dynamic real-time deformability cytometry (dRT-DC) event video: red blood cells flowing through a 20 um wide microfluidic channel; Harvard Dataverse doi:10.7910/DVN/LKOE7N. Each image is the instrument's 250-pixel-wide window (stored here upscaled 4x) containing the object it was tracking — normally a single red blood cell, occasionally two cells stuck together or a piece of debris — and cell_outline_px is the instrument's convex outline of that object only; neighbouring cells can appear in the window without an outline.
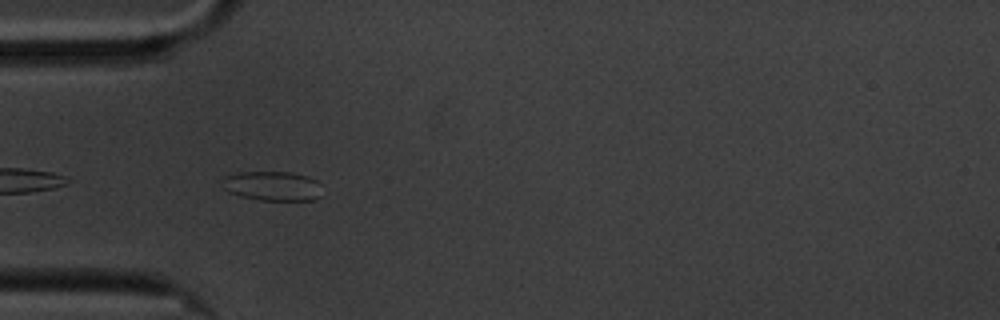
{"species": "common noctule bat (a hibernating species)", "species_latin": "Nyctalus noctula", "temperature_condition": "cold", "stored_images_in_passage": 7, "camera_frame_rate_fps": 3000, "um_per_image_px": 0.085, "animal": {"sex": "male", "body_mass_g": 20.1, "forearm_length_mm": 53.5}, "frame": {"image": 1, "passage_image": 3, "time_ms": 0.667, "image_size_px": [1000, 320], "cell_outline_px": [[324, 196], [312, 200], [260, 200], [240, 196], [228, 192], [224, 188], [224, 176], [236, 172], [288, 172], [308, 176], [316, 180], [320, 184]], "centroid_in_image_um": [23.21, 15.81], "position_along_channel_um": 61.8, "area_um2": 17.34}}